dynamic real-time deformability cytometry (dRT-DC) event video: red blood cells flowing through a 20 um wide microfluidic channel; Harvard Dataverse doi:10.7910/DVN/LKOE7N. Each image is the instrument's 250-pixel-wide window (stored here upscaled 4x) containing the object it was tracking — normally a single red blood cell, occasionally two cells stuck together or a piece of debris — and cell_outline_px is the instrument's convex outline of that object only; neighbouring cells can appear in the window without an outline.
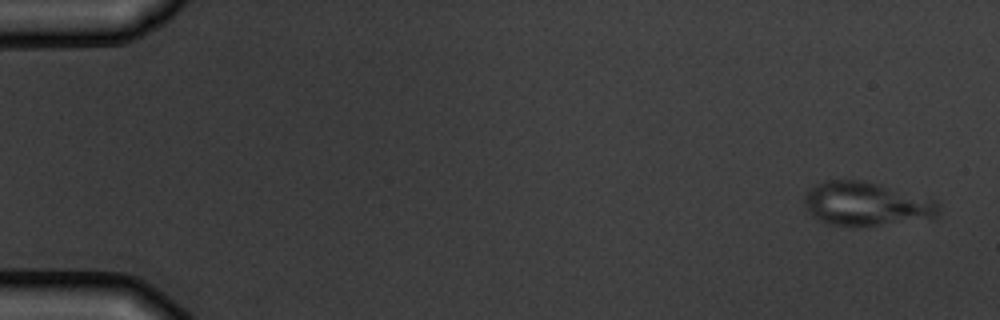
{"species": "common noctule bat (a hibernating species)", "species_latin": "Nyctalus noctula", "temperature_condition": "warm", "stored_images_in_passage": 5, "camera_frame_rate_fps": 3000, "um_per_image_px": 0.085, "animal": {"sex": "male", "body_mass_g": 19.5, "forearm_length_mm": 54.6}, "frame": {"image": 1, "passage_image": 1, "time_ms": 0.0, "image_size_px": [1000, 320], "cell_outline_px": [[940, 212], [936, 216], [856, 228], [832, 224], [820, 220], [812, 216], [808, 212], [804, 204], [804, 196], [816, 184], [824, 180], [860, 180], [880, 184], [932, 200], [940, 204]], "centroid_in_image_um": [73.55, 17.33], "position_along_channel_um": 11.4, "area_um2": 33.81}}